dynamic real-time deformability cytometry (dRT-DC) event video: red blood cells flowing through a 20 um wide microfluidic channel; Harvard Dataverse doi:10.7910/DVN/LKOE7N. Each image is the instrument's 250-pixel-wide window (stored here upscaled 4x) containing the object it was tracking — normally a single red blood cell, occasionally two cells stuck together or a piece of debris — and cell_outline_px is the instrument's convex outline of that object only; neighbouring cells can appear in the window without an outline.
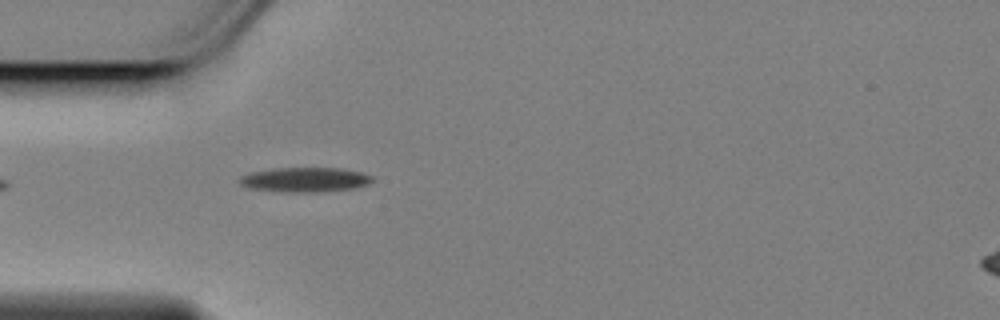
{"species": "Egyptian fruit bat (a non-hibernating species)", "species_latin": "Rousettus aegyptiacus", "temperature_condition": "cold", "stored_images_in_passage": 27, "camera_frame_rate_fps": 3000, "um_per_image_px": 0.085, "animal": {"sex": "female"}, "frame": {"image": 1, "passage_image": 1, "time_ms": 0.0, "image_size_px": [1000, 320], "cell_outline_px": [[372, 180], [368, 184], [352, 188], [316, 192], [292, 192], [248, 188], [240, 184], [236, 180], [240, 176], [252, 172], [276, 168], [340, 168], [360, 172], [372, 176]], "centroid_in_image_um": [25.87, 15.27], "position_along_channel_um": 59.1, "area_um2": 18.84}}